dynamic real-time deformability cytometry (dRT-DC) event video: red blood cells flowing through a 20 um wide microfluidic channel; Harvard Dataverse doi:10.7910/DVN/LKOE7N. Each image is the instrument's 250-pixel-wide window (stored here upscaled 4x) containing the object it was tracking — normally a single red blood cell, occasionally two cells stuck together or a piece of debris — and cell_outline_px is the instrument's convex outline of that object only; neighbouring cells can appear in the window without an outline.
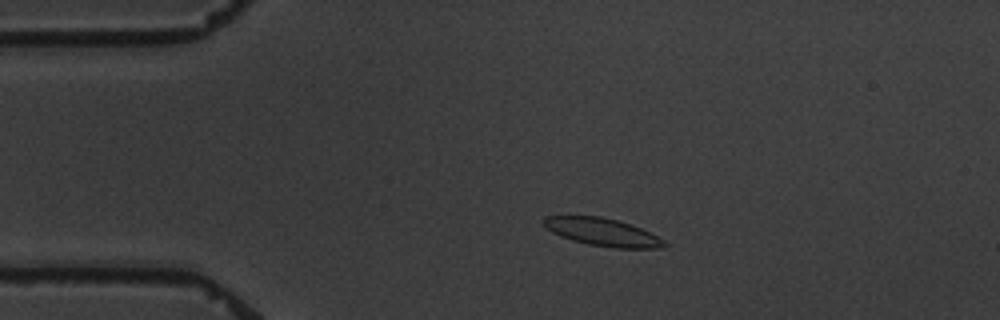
{"species": "common noctule bat (a hibernating species)", "species_latin": "Nyctalus noctula", "temperature_condition": "warm", "stored_images_in_passage": 3, "camera_frame_rate_fps": 3000, "um_per_image_px": 0.085, "animal": {"sex": "male", "body_mass_g": 19.5, "forearm_length_mm": 54.6}, "frame": {"image": 1, "passage_image": 1, "time_ms": 0.0, "image_size_px": [1000, 320], "cell_outline_px": [[668, 244], [664, 248], [612, 248], [588, 244], [572, 240], [560, 236], [552, 232], [540, 220], [544, 216], [600, 216], [616, 220], [640, 228], [664, 240]], "centroid_in_image_um": [51.19, 19.73], "position_along_channel_um": 33.8, "area_um2": 19.36}}
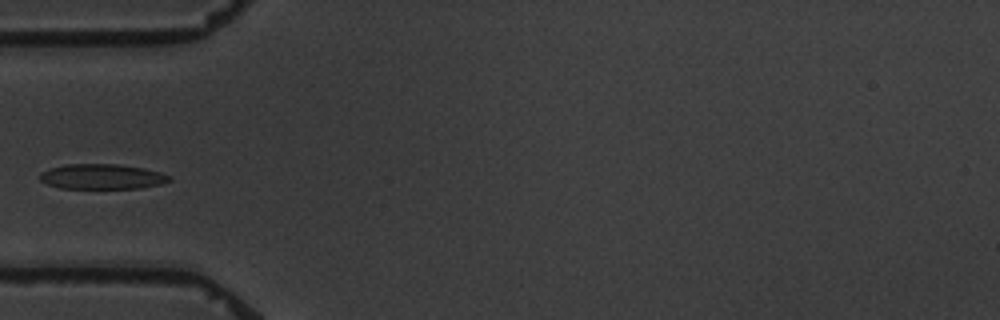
{"frame": {"image": 2, "passage_image": 3, "time_ms": 2.333, "image_size_px": [1000, 320], "cell_outline_px": [[172, 180], [160, 184], [140, 188], [60, 188], [48, 184], [40, 180], [40, 172], [64, 164], [116, 164], [144, 168], [160, 172], [172, 176]], "centroid_in_image_um": [8.69, 15.01], "position_along_channel_um": 76.3, "area_um2": 18.9}}